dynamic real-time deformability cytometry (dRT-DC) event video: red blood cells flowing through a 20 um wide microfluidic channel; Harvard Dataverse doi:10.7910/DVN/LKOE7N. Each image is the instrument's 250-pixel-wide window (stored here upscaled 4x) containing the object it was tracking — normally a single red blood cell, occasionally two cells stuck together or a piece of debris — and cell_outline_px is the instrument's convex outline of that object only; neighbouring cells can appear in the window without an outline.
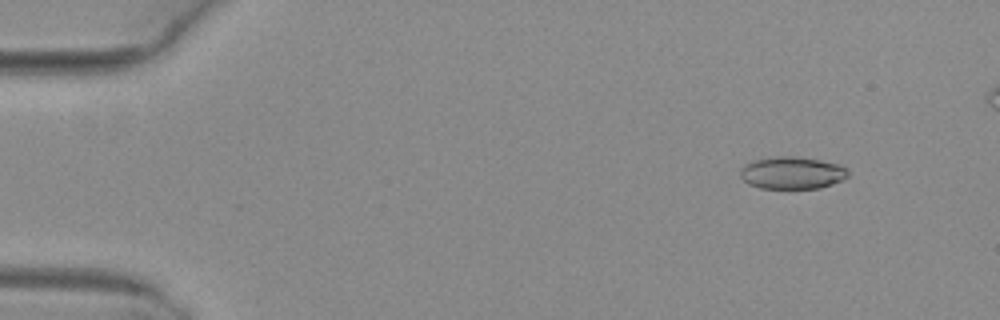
{"species": "common noctule bat (a hibernating species)", "species_latin": "Nyctalus noctula", "temperature_condition": "warm", "stored_images_in_passage": 5, "camera_frame_rate_fps": 3000, "um_per_image_px": 0.085, "animal": {"sex": "female", "body_mass_g": 29.2, "forearm_length_mm": 56.3}, "frame": {"image": 1, "passage_image": 1, "time_ms": 0.0, "image_size_px": [1000, 320], "cell_outline_px": [[848, 176], [844, 180], [820, 188], [760, 188], [748, 184], [740, 176], [740, 172], [744, 164], [756, 160], [776, 156], [796, 156], [820, 160], [840, 164], [848, 168]], "centroid_in_image_um": [67.36, 14.69], "position_along_channel_um": 17.6, "area_um2": 20.4}}